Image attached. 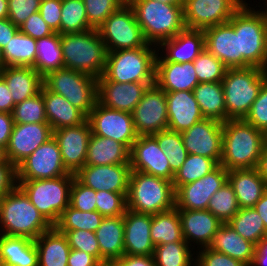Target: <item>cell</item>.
Returning <instances> with one entry per match:
<instances>
[{
    "label": "cell",
    "mask_w": 267,
    "mask_h": 266,
    "mask_svg": "<svg viewBox=\"0 0 267 266\" xmlns=\"http://www.w3.org/2000/svg\"><path fill=\"white\" fill-rule=\"evenodd\" d=\"M267 135L244 119L223 123L222 157L226 170L256 168Z\"/></svg>",
    "instance_id": "cell-1"
},
{
    "label": "cell",
    "mask_w": 267,
    "mask_h": 266,
    "mask_svg": "<svg viewBox=\"0 0 267 266\" xmlns=\"http://www.w3.org/2000/svg\"><path fill=\"white\" fill-rule=\"evenodd\" d=\"M125 3L133 8L146 42L156 48L186 28L183 4L154 0H125Z\"/></svg>",
    "instance_id": "cell-2"
},
{
    "label": "cell",
    "mask_w": 267,
    "mask_h": 266,
    "mask_svg": "<svg viewBox=\"0 0 267 266\" xmlns=\"http://www.w3.org/2000/svg\"><path fill=\"white\" fill-rule=\"evenodd\" d=\"M245 2L228 23L238 34L242 68L254 66L267 70V18Z\"/></svg>",
    "instance_id": "cell-3"
},
{
    "label": "cell",
    "mask_w": 267,
    "mask_h": 266,
    "mask_svg": "<svg viewBox=\"0 0 267 266\" xmlns=\"http://www.w3.org/2000/svg\"><path fill=\"white\" fill-rule=\"evenodd\" d=\"M0 234L35 240L52 225L16 186L0 200Z\"/></svg>",
    "instance_id": "cell-4"
},
{
    "label": "cell",
    "mask_w": 267,
    "mask_h": 266,
    "mask_svg": "<svg viewBox=\"0 0 267 266\" xmlns=\"http://www.w3.org/2000/svg\"><path fill=\"white\" fill-rule=\"evenodd\" d=\"M64 67L100 78L108 51L96 29L61 35Z\"/></svg>",
    "instance_id": "cell-5"
},
{
    "label": "cell",
    "mask_w": 267,
    "mask_h": 266,
    "mask_svg": "<svg viewBox=\"0 0 267 266\" xmlns=\"http://www.w3.org/2000/svg\"><path fill=\"white\" fill-rule=\"evenodd\" d=\"M266 81L262 68H227L222 80L227 120L245 119Z\"/></svg>",
    "instance_id": "cell-6"
},
{
    "label": "cell",
    "mask_w": 267,
    "mask_h": 266,
    "mask_svg": "<svg viewBox=\"0 0 267 266\" xmlns=\"http://www.w3.org/2000/svg\"><path fill=\"white\" fill-rule=\"evenodd\" d=\"M127 209L154 215L175 207L172 181L131 170L127 194Z\"/></svg>",
    "instance_id": "cell-7"
},
{
    "label": "cell",
    "mask_w": 267,
    "mask_h": 266,
    "mask_svg": "<svg viewBox=\"0 0 267 266\" xmlns=\"http://www.w3.org/2000/svg\"><path fill=\"white\" fill-rule=\"evenodd\" d=\"M155 47L147 43L136 49L108 52L103 75L117 83L155 82Z\"/></svg>",
    "instance_id": "cell-8"
},
{
    "label": "cell",
    "mask_w": 267,
    "mask_h": 266,
    "mask_svg": "<svg viewBox=\"0 0 267 266\" xmlns=\"http://www.w3.org/2000/svg\"><path fill=\"white\" fill-rule=\"evenodd\" d=\"M74 177L75 174H67L53 179L17 181V186L54 226L70 205V189Z\"/></svg>",
    "instance_id": "cell-9"
},
{
    "label": "cell",
    "mask_w": 267,
    "mask_h": 266,
    "mask_svg": "<svg viewBox=\"0 0 267 266\" xmlns=\"http://www.w3.org/2000/svg\"><path fill=\"white\" fill-rule=\"evenodd\" d=\"M43 85L65 97L86 117L98 101L97 78L83 72L63 67L43 77Z\"/></svg>",
    "instance_id": "cell-10"
},
{
    "label": "cell",
    "mask_w": 267,
    "mask_h": 266,
    "mask_svg": "<svg viewBox=\"0 0 267 266\" xmlns=\"http://www.w3.org/2000/svg\"><path fill=\"white\" fill-rule=\"evenodd\" d=\"M108 52L144 47L147 42L133 8L123 4L97 29Z\"/></svg>",
    "instance_id": "cell-11"
},
{
    "label": "cell",
    "mask_w": 267,
    "mask_h": 266,
    "mask_svg": "<svg viewBox=\"0 0 267 266\" xmlns=\"http://www.w3.org/2000/svg\"><path fill=\"white\" fill-rule=\"evenodd\" d=\"M91 132L123 143L129 150L139 136L132 113L103 106L98 101L87 116Z\"/></svg>",
    "instance_id": "cell-12"
},
{
    "label": "cell",
    "mask_w": 267,
    "mask_h": 266,
    "mask_svg": "<svg viewBox=\"0 0 267 266\" xmlns=\"http://www.w3.org/2000/svg\"><path fill=\"white\" fill-rule=\"evenodd\" d=\"M17 181L53 179L70 173L63 164L60 148L54 137L41 144L17 167Z\"/></svg>",
    "instance_id": "cell-13"
},
{
    "label": "cell",
    "mask_w": 267,
    "mask_h": 266,
    "mask_svg": "<svg viewBox=\"0 0 267 266\" xmlns=\"http://www.w3.org/2000/svg\"><path fill=\"white\" fill-rule=\"evenodd\" d=\"M244 3L243 0H185L183 2L185 27L205 30L227 23Z\"/></svg>",
    "instance_id": "cell-14"
},
{
    "label": "cell",
    "mask_w": 267,
    "mask_h": 266,
    "mask_svg": "<svg viewBox=\"0 0 267 266\" xmlns=\"http://www.w3.org/2000/svg\"><path fill=\"white\" fill-rule=\"evenodd\" d=\"M132 117L139 136L168 129L166 92L156 84L149 86L134 108Z\"/></svg>",
    "instance_id": "cell-15"
},
{
    "label": "cell",
    "mask_w": 267,
    "mask_h": 266,
    "mask_svg": "<svg viewBox=\"0 0 267 266\" xmlns=\"http://www.w3.org/2000/svg\"><path fill=\"white\" fill-rule=\"evenodd\" d=\"M228 181V170L219 165L199 180L179 186L175 190L178 210H207L211 197Z\"/></svg>",
    "instance_id": "cell-16"
},
{
    "label": "cell",
    "mask_w": 267,
    "mask_h": 266,
    "mask_svg": "<svg viewBox=\"0 0 267 266\" xmlns=\"http://www.w3.org/2000/svg\"><path fill=\"white\" fill-rule=\"evenodd\" d=\"M188 154L215 160L219 165L222 157L223 123L204 118L181 133Z\"/></svg>",
    "instance_id": "cell-17"
},
{
    "label": "cell",
    "mask_w": 267,
    "mask_h": 266,
    "mask_svg": "<svg viewBox=\"0 0 267 266\" xmlns=\"http://www.w3.org/2000/svg\"><path fill=\"white\" fill-rule=\"evenodd\" d=\"M130 166L133 171H140L156 177L173 181L166 154L159 147L152 135H140L130 149Z\"/></svg>",
    "instance_id": "cell-18"
},
{
    "label": "cell",
    "mask_w": 267,
    "mask_h": 266,
    "mask_svg": "<svg viewBox=\"0 0 267 266\" xmlns=\"http://www.w3.org/2000/svg\"><path fill=\"white\" fill-rule=\"evenodd\" d=\"M91 128L87 119L76 126L62 127L53 131V137L60 148L66 169L76 174L85 166Z\"/></svg>",
    "instance_id": "cell-19"
},
{
    "label": "cell",
    "mask_w": 267,
    "mask_h": 266,
    "mask_svg": "<svg viewBox=\"0 0 267 266\" xmlns=\"http://www.w3.org/2000/svg\"><path fill=\"white\" fill-rule=\"evenodd\" d=\"M52 137L53 130L49 123H15L5 148L6 158L17 167Z\"/></svg>",
    "instance_id": "cell-20"
},
{
    "label": "cell",
    "mask_w": 267,
    "mask_h": 266,
    "mask_svg": "<svg viewBox=\"0 0 267 266\" xmlns=\"http://www.w3.org/2000/svg\"><path fill=\"white\" fill-rule=\"evenodd\" d=\"M155 82L109 81L104 75L97 78L98 102L105 107L132 113L144 92Z\"/></svg>",
    "instance_id": "cell-21"
},
{
    "label": "cell",
    "mask_w": 267,
    "mask_h": 266,
    "mask_svg": "<svg viewBox=\"0 0 267 266\" xmlns=\"http://www.w3.org/2000/svg\"><path fill=\"white\" fill-rule=\"evenodd\" d=\"M130 173V164L85 165L75 177L96 192L128 193Z\"/></svg>",
    "instance_id": "cell-22"
},
{
    "label": "cell",
    "mask_w": 267,
    "mask_h": 266,
    "mask_svg": "<svg viewBox=\"0 0 267 266\" xmlns=\"http://www.w3.org/2000/svg\"><path fill=\"white\" fill-rule=\"evenodd\" d=\"M205 49L217 57L227 68H242L239 54L238 34L227 22L203 30Z\"/></svg>",
    "instance_id": "cell-23"
},
{
    "label": "cell",
    "mask_w": 267,
    "mask_h": 266,
    "mask_svg": "<svg viewBox=\"0 0 267 266\" xmlns=\"http://www.w3.org/2000/svg\"><path fill=\"white\" fill-rule=\"evenodd\" d=\"M160 48L163 53L166 52L164 56H158ZM157 49L155 61L193 62L205 49V35L203 30L185 28L175 37L162 42Z\"/></svg>",
    "instance_id": "cell-24"
},
{
    "label": "cell",
    "mask_w": 267,
    "mask_h": 266,
    "mask_svg": "<svg viewBox=\"0 0 267 266\" xmlns=\"http://www.w3.org/2000/svg\"><path fill=\"white\" fill-rule=\"evenodd\" d=\"M124 220V254L146 255L154 254L155 245L150 236L151 215L125 211Z\"/></svg>",
    "instance_id": "cell-25"
},
{
    "label": "cell",
    "mask_w": 267,
    "mask_h": 266,
    "mask_svg": "<svg viewBox=\"0 0 267 266\" xmlns=\"http://www.w3.org/2000/svg\"><path fill=\"white\" fill-rule=\"evenodd\" d=\"M184 240L208 247L222 222L208 210H178ZM196 241V242H195Z\"/></svg>",
    "instance_id": "cell-26"
},
{
    "label": "cell",
    "mask_w": 267,
    "mask_h": 266,
    "mask_svg": "<svg viewBox=\"0 0 267 266\" xmlns=\"http://www.w3.org/2000/svg\"><path fill=\"white\" fill-rule=\"evenodd\" d=\"M168 129L182 133L204 119L193 91L166 92Z\"/></svg>",
    "instance_id": "cell-27"
},
{
    "label": "cell",
    "mask_w": 267,
    "mask_h": 266,
    "mask_svg": "<svg viewBox=\"0 0 267 266\" xmlns=\"http://www.w3.org/2000/svg\"><path fill=\"white\" fill-rule=\"evenodd\" d=\"M155 84L165 92L193 91L199 81L193 62L155 61Z\"/></svg>",
    "instance_id": "cell-28"
},
{
    "label": "cell",
    "mask_w": 267,
    "mask_h": 266,
    "mask_svg": "<svg viewBox=\"0 0 267 266\" xmlns=\"http://www.w3.org/2000/svg\"><path fill=\"white\" fill-rule=\"evenodd\" d=\"M228 182L235 192L240 208L254 207L267 191V183L256 168L230 170Z\"/></svg>",
    "instance_id": "cell-29"
},
{
    "label": "cell",
    "mask_w": 267,
    "mask_h": 266,
    "mask_svg": "<svg viewBox=\"0 0 267 266\" xmlns=\"http://www.w3.org/2000/svg\"><path fill=\"white\" fill-rule=\"evenodd\" d=\"M1 76L15 104L37 95L43 87V77L32 67L5 66Z\"/></svg>",
    "instance_id": "cell-30"
},
{
    "label": "cell",
    "mask_w": 267,
    "mask_h": 266,
    "mask_svg": "<svg viewBox=\"0 0 267 266\" xmlns=\"http://www.w3.org/2000/svg\"><path fill=\"white\" fill-rule=\"evenodd\" d=\"M95 233L102 265L111 264L124 255L123 216L104 217Z\"/></svg>",
    "instance_id": "cell-31"
},
{
    "label": "cell",
    "mask_w": 267,
    "mask_h": 266,
    "mask_svg": "<svg viewBox=\"0 0 267 266\" xmlns=\"http://www.w3.org/2000/svg\"><path fill=\"white\" fill-rule=\"evenodd\" d=\"M208 247L228 255L246 266L251 265L256 248L253 243L241 237L228 223H222Z\"/></svg>",
    "instance_id": "cell-32"
},
{
    "label": "cell",
    "mask_w": 267,
    "mask_h": 266,
    "mask_svg": "<svg viewBox=\"0 0 267 266\" xmlns=\"http://www.w3.org/2000/svg\"><path fill=\"white\" fill-rule=\"evenodd\" d=\"M34 241L38 251V266H68L71 248L65 234L55 226Z\"/></svg>",
    "instance_id": "cell-33"
},
{
    "label": "cell",
    "mask_w": 267,
    "mask_h": 266,
    "mask_svg": "<svg viewBox=\"0 0 267 266\" xmlns=\"http://www.w3.org/2000/svg\"><path fill=\"white\" fill-rule=\"evenodd\" d=\"M42 95L47 122L50 124L53 131L62 127L79 125L87 119V117L65 97L49 91L44 85L42 87Z\"/></svg>",
    "instance_id": "cell-34"
},
{
    "label": "cell",
    "mask_w": 267,
    "mask_h": 266,
    "mask_svg": "<svg viewBox=\"0 0 267 266\" xmlns=\"http://www.w3.org/2000/svg\"><path fill=\"white\" fill-rule=\"evenodd\" d=\"M0 266H38L35 241L28 237L0 234Z\"/></svg>",
    "instance_id": "cell-35"
},
{
    "label": "cell",
    "mask_w": 267,
    "mask_h": 266,
    "mask_svg": "<svg viewBox=\"0 0 267 266\" xmlns=\"http://www.w3.org/2000/svg\"><path fill=\"white\" fill-rule=\"evenodd\" d=\"M130 164V150L111 138L91 134L85 165Z\"/></svg>",
    "instance_id": "cell-36"
},
{
    "label": "cell",
    "mask_w": 267,
    "mask_h": 266,
    "mask_svg": "<svg viewBox=\"0 0 267 266\" xmlns=\"http://www.w3.org/2000/svg\"><path fill=\"white\" fill-rule=\"evenodd\" d=\"M193 93L204 118L227 121L222 82L199 83Z\"/></svg>",
    "instance_id": "cell-37"
},
{
    "label": "cell",
    "mask_w": 267,
    "mask_h": 266,
    "mask_svg": "<svg viewBox=\"0 0 267 266\" xmlns=\"http://www.w3.org/2000/svg\"><path fill=\"white\" fill-rule=\"evenodd\" d=\"M64 67L61 35L57 32L36 40V60L33 68L45 77Z\"/></svg>",
    "instance_id": "cell-38"
},
{
    "label": "cell",
    "mask_w": 267,
    "mask_h": 266,
    "mask_svg": "<svg viewBox=\"0 0 267 266\" xmlns=\"http://www.w3.org/2000/svg\"><path fill=\"white\" fill-rule=\"evenodd\" d=\"M150 236L155 246L169 242L185 241L179 211L176 207L151 215Z\"/></svg>",
    "instance_id": "cell-39"
},
{
    "label": "cell",
    "mask_w": 267,
    "mask_h": 266,
    "mask_svg": "<svg viewBox=\"0 0 267 266\" xmlns=\"http://www.w3.org/2000/svg\"><path fill=\"white\" fill-rule=\"evenodd\" d=\"M5 66L32 67L36 60V40L20 30L3 49Z\"/></svg>",
    "instance_id": "cell-40"
},
{
    "label": "cell",
    "mask_w": 267,
    "mask_h": 266,
    "mask_svg": "<svg viewBox=\"0 0 267 266\" xmlns=\"http://www.w3.org/2000/svg\"><path fill=\"white\" fill-rule=\"evenodd\" d=\"M228 224L255 246L267 235L264 222L254 207L240 208Z\"/></svg>",
    "instance_id": "cell-41"
},
{
    "label": "cell",
    "mask_w": 267,
    "mask_h": 266,
    "mask_svg": "<svg viewBox=\"0 0 267 266\" xmlns=\"http://www.w3.org/2000/svg\"><path fill=\"white\" fill-rule=\"evenodd\" d=\"M219 164L207 157L195 154H188L184 164L174 175L172 181L174 190L179 186L194 182L215 170Z\"/></svg>",
    "instance_id": "cell-42"
},
{
    "label": "cell",
    "mask_w": 267,
    "mask_h": 266,
    "mask_svg": "<svg viewBox=\"0 0 267 266\" xmlns=\"http://www.w3.org/2000/svg\"><path fill=\"white\" fill-rule=\"evenodd\" d=\"M186 241L169 242L154 248L156 266H195V259ZM194 261V262H192ZM193 263V264H192Z\"/></svg>",
    "instance_id": "cell-43"
},
{
    "label": "cell",
    "mask_w": 267,
    "mask_h": 266,
    "mask_svg": "<svg viewBox=\"0 0 267 266\" xmlns=\"http://www.w3.org/2000/svg\"><path fill=\"white\" fill-rule=\"evenodd\" d=\"M152 136L157 140L159 147L166 154L171 171L176 174L188 156L181 133L165 129Z\"/></svg>",
    "instance_id": "cell-44"
},
{
    "label": "cell",
    "mask_w": 267,
    "mask_h": 266,
    "mask_svg": "<svg viewBox=\"0 0 267 266\" xmlns=\"http://www.w3.org/2000/svg\"><path fill=\"white\" fill-rule=\"evenodd\" d=\"M103 216L97 211H80L70 205L63 211L59 221L54 225L58 230H88L96 232Z\"/></svg>",
    "instance_id": "cell-45"
},
{
    "label": "cell",
    "mask_w": 267,
    "mask_h": 266,
    "mask_svg": "<svg viewBox=\"0 0 267 266\" xmlns=\"http://www.w3.org/2000/svg\"><path fill=\"white\" fill-rule=\"evenodd\" d=\"M60 35L80 33L92 29L83 0H62Z\"/></svg>",
    "instance_id": "cell-46"
},
{
    "label": "cell",
    "mask_w": 267,
    "mask_h": 266,
    "mask_svg": "<svg viewBox=\"0 0 267 266\" xmlns=\"http://www.w3.org/2000/svg\"><path fill=\"white\" fill-rule=\"evenodd\" d=\"M207 210L222 223H228L240 210L235 192L228 181L211 197Z\"/></svg>",
    "instance_id": "cell-47"
},
{
    "label": "cell",
    "mask_w": 267,
    "mask_h": 266,
    "mask_svg": "<svg viewBox=\"0 0 267 266\" xmlns=\"http://www.w3.org/2000/svg\"><path fill=\"white\" fill-rule=\"evenodd\" d=\"M12 117L14 123H48L42 89L37 95L15 104Z\"/></svg>",
    "instance_id": "cell-48"
},
{
    "label": "cell",
    "mask_w": 267,
    "mask_h": 266,
    "mask_svg": "<svg viewBox=\"0 0 267 266\" xmlns=\"http://www.w3.org/2000/svg\"><path fill=\"white\" fill-rule=\"evenodd\" d=\"M199 83L222 82L227 67L213 54L204 49L193 61Z\"/></svg>",
    "instance_id": "cell-49"
},
{
    "label": "cell",
    "mask_w": 267,
    "mask_h": 266,
    "mask_svg": "<svg viewBox=\"0 0 267 266\" xmlns=\"http://www.w3.org/2000/svg\"><path fill=\"white\" fill-rule=\"evenodd\" d=\"M89 26L98 29L113 12L118 10L125 0H83Z\"/></svg>",
    "instance_id": "cell-50"
},
{
    "label": "cell",
    "mask_w": 267,
    "mask_h": 266,
    "mask_svg": "<svg viewBox=\"0 0 267 266\" xmlns=\"http://www.w3.org/2000/svg\"><path fill=\"white\" fill-rule=\"evenodd\" d=\"M127 194L97 191L96 210L103 217L123 216L127 210Z\"/></svg>",
    "instance_id": "cell-51"
},
{
    "label": "cell",
    "mask_w": 267,
    "mask_h": 266,
    "mask_svg": "<svg viewBox=\"0 0 267 266\" xmlns=\"http://www.w3.org/2000/svg\"><path fill=\"white\" fill-rule=\"evenodd\" d=\"M67 237L71 249L94 256L101 263V253L95 232L88 230H59Z\"/></svg>",
    "instance_id": "cell-52"
},
{
    "label": "cell",
    "mask_w": 267,
    "mask_h": 266,
    "mask_svg": "<svg viewBox=\"0 0 267 266\" xmlns=\"http://www.w3.org/2000/svg\"><path fill=\"white\" fill-rule=\"evenodd\" d=\"M96 194L92 188L86 187L76 177H74L70 189V206L80 211L96 210Z\"/></svg>",
    "instance_id": "cell-53"
},
{
    "label": "cell",
    "mask_w": 267,
    "mask_h": 266,
    "mask_svg": "<svg viewBox=\"0 0 267 266\" xmlns=\"http://www.w3.org/2000/svg\"><path fill=\"white\" fill-rule=\"evenodd\" d=\"M244 120L267 135V81L262 85Z\"/></svg>",
    "instance_id": "cell-54"
},
{
    "label": "cell",
    "mask_w": 267,
    "mask_h": 266,
    "mask_svg": "<svg viewBox=\"0 0 267 266\" xmlns=\"http://www.w3.org/2000/svg\"><path fill=\"white\" fill-rule=\"evenodd\" d=\"M41 0H8V19L18 28L39 11Z\"/></svg>",
    "instance_id": "cell-55"
},
{
    "label": "cell",
    "mask_w": 267,
    "mask_h": 266,
    "mask_svg": "<svg viewBox=\"0 0 267 266\" xmlns=\"http://www.w3.org/2000/svg\"><path fill=\"white\" fill-rule=\"evenodd\" d=\"M195 256V266H246L244 263L225 255L221 252L211 250L209 247L201 248Z\"/></svg>",
    "instance_id": "cell-56"
},
{
    "label": "cell",
    "mask_w": 267,
    "mask_h": 266,
    "mask_svg": "<svg viewBox=\"0 0 267 266\" xmlns=\"http://www.w3.org/2000/svg\"><path fill=\"white\" fill-rule=\"evenodd\" d=\"M19 30L35 40L54 33L53 29L44 21L39 12L29 16L28 19L19 27Z\"/></svg>",
    "instance_id": "cell-57"
},
{
    "label": "cell",
    "mask_w": 267,
    "mask_h": 266,
    "mask_svg": "<svg viewBox=\"0 0 267 266\" xmlns=\"http://www.w3.org/2000/svg\"><path fill=\"white\" fill-rule=\"evenodd\" d=\"M62 0H43L40 3L39 13L44 21L60 34Z\"/></svg>",
    "instance_id": "cell-58"
},
{
    "label": "cell",
    "mask_w": 267,
    "mask_h": 266,
    "mask_svg": "<svg viewBox=\"0 0 267 266\" xmlns=\"http://www.w3.org/2000/svg\"><path fill=\"white\" fill-rule=\"evenodd\" d=\"M17 186L16 167L8 160L0 163V196L2 197Z\"/></svg>",
    "instance_id": "cell-59"
},
{
    "label": "cell",
    "mask_w": 267,
    "mask_h": 266,
    "mask_svg": "<svg viewBox=\"0 0 267 266\" xmlns=\"http://www.w3.org/2000/svg\"><path fill=\"white\" fill-rule=\"evenodd\" d=\"M112 266H156L153 255H126L111 263Z\"/></svg>",
    "instance_id": "cell-60"
},
{
    "label": "cell",
    "mask_w": 267,
    "mask_h": 266,
    "mask_svg": "<svg viewBox=\"0 0 267 266\" xmlns=\"http://www.w3.org/2000/svg\"><path fill=\"white\" fill-rule=\"evenodd\" d=\"M68 266H101L102 264L92 255L81 250L71 249Z\"/></svg>",
    "instance_id": "cell-61"
},
{
    "label": "cell",
    "mask_w": 267,
    "mask_h": 266,
    "mask_svg": "<svg viewBox=\"0 0 267 266\" xmlns=\"http://www.w3.org/2000/svg\"><path fill=\"white\" fill-rule=\"evenodd\" d=\"M14 124L12 113L0 112V146L3 148L8 145Z\"/></svg>",
    "instance_id": "cell-62"
},
{
    "label": "cell",
    "mask_w": 267,
    "mask_h": 266,
    "mask_svg": "<svg viewBox=\"0 0 267 266\" xmlns=\"http://www.w3.org/2000/svg\"><path fill=\"white\" fill-rule=\"evenodd\" d=\"M12 94L2 76H0V112L12 113L15 103Z\"/></svg>",
    "instance_id": "cell-63"
},
{
    "label": "cell",
    "mask_w": 267,
    "mask_h": 266,
    "mask_svg": "<svg viewBox=\"0 0 267 266\" xmlns=\"http://www.w3.org/2000/svg\"><path fill=\"white\" fill-rule=\"evenodd\" d=\"M19 31V28L15 26L8 18L0 20V47L4 49L6 44L12 39V37Z\"/></svg>",
    "instance_id": "cell-64"
},
{
    "label": "cell",
    "mask_w": 267,
    "mask_h": 266,
    "mask_svg": "<svg viewBox=\"0 0 267 266\" xmlns=\"http://www.w3.org/2000/svg\"><path fill=\"white\" fill-rule=\"evenodd\" d=\"M250 266H267V235L256 245Z\"/></svg>",
    "instance_id": "cell-65"
},
{
    "label": "cell",
    "mask_w": 267,
    "mask_h": 266,
    "mask_svg": "<svg viewBox=\"0 0 267 266\" xmlns=\"http://www.w3.org/2000/svg\"><path fill=\"white\" fill-rule=\"evenodd\" d=\"M256 169L259 172V175L266 181L267 183V139L265 141L262 154L259 158L258 165Z\"/></svg>",
    "instance_id": "cell-66"
},
{
    "label": "cell",
    "mask_w": 267,
    "mask_h": 266,
    "mask_svg": "<svg viewBox=\"0 0 267 266\" xmlns=\"http://www.w3.org/2000/svg\"><path fill=\"white\" fill-rule=\"evenodd\" d=\"M254 208L262 218L267 234V191L264 193L261 199L255 204Z\"/></svg>",
    "instance_id": "cell-67"
},
{
    "label": "cell",
    "mask_w": 267,
    "mask_h": 266,
    "mask_svg": "<svg viewBox=\"0 0 267 266\" xmlns=\"http://www.w3.org/2000/svg\"><path fill=\"white\" fill-rule=\"evenodd\" d=\"M8 18V0H0V20Z\"/></svg>",
    "instance_id": "cell-68"
},
{
    "label": "cell",
    "mask_w": 267,
    "mask_h": 266,
    "mask_svg": "<svg viewBox=\"0 0 267 266\" xmlns=\"http://www.w3.org/2000/svg\"><path fill=\"white\" fill-rule=\"evenodd\" d=\"M154 1H159L166 4H183V0H154Z\"/></svg>",
    "instance_id": "cell-69"
},
{
    "label": "cell",
    "mask_w": 267,
    "mask_h": 266,
    "mask_svg": "<svg viewBox=\"0 0 267 266\" xmlns=\"http://www.w3.org/2000/svg\"><path fill=\"white\" fill-rule=\"evenodd\" d=\"M5 161H7L6 153H5V148H3L2 146H0V163L1 162H5Z\"/></svg>",
    "instance_id": "cell-70"
},
{
    "label": "cell",
    "mask_w": 267,
    "mask_h": 266,
    "mask_svg": "<svg viewBox=\"0 0 267 266\" xmlns=\"http://www.w3.org/2000/svg\"><path fill=\"white\" fill-rule=\"evenodd\" d=\"M0 67L3 69L5 67L4 59H3V49L0 47Z\"/></svg>",
    "instance_id": "cell-71"
},
{
    "label": "cell",
    "mask_w": 267,
    "mask_h": 266,
    "mask_svg": "<svg viewBox=\"0 0 267 266\" xmlns=\"http://www.w3.org/2000/svg\"><path fill=\"white\" fill-rule=\"evenodd\" d=\"M266 6H267V3L265 4ZM264 12V14H265V16H266V18H267V8L265 9V11H263Z\"/></svg>",
    "instance_id": "cell-72"
},
{
    "label": "cell",
    "mask_w": 267,
    "mask_h": 266,
    "mask_svg": "<svg viewBox=\"0 0 267 266\" xmlns=\"http://www.w3.org/2000/svg\"><path fill=\"white\" fill-rule=\"evenodd\" d=\"M101 266H112V264H104V265H101Z\"/></svg>",
    "instance_id": "cell-73"
}]
</instances>
